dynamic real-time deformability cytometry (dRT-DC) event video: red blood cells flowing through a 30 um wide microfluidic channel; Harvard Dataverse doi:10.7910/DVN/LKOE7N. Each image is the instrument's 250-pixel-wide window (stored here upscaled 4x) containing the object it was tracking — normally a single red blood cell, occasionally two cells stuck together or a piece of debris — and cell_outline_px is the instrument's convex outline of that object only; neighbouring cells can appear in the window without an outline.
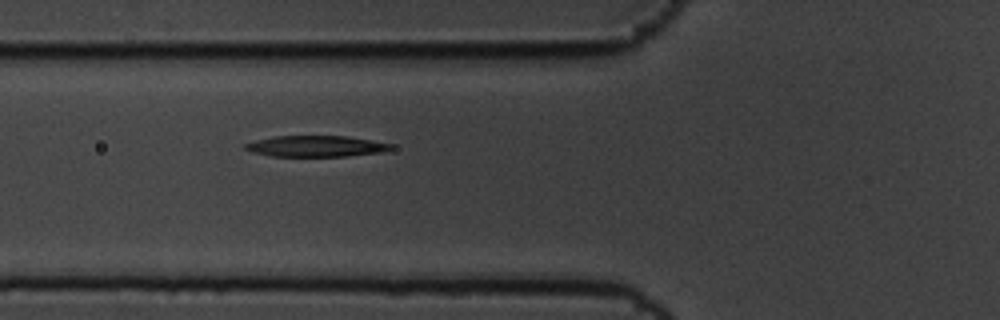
{"species": "common noctule bat (a hibernating species)", "species_latin": "Nyctalus noctula", "temperature_condition": "cold", "stored_images_in_passage": 4, "camera_frame_rate_fps": 3000, "um_per_image_px": 0.085, "animal": {"sex": "male", "body_mass_g": 19.5, "forearm_length_mm": 54.6}, "frame": {"image": 1, "passage_image": 3, "time_ms": 0.667, "image_size_px": [1000, 320], "cell_outline_px": [[396, 148], [380, 152], [344, 156], [272, 156], [252, 152], [244, 148], [244, 144], [256, 140], [272, 136], [348, 136], [396, 144]], "centroid_in_image_um": [26.9, 12.42], "position_along_channel_um": 98.9, "area_um2": 17.98}}